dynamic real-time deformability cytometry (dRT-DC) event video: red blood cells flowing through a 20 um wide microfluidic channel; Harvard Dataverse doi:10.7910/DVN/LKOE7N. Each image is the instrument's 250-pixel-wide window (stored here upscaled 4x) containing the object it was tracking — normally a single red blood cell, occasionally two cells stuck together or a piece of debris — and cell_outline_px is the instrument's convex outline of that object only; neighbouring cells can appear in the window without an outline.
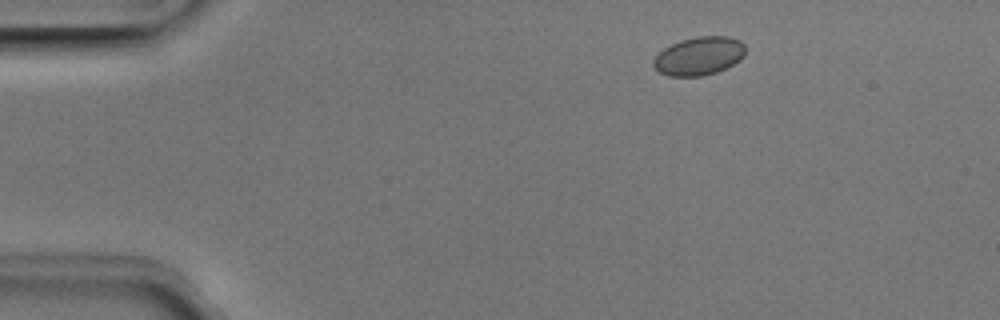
{"species": "Egyptian fruit bat (a non-hibernating species)", "species_latin": "Rousettus aegyptiacus", "temperature_condition": "room temperature", "stored_images_in_passage": 5, "camera_frame_rate_fps": 3000, "um_per_image_px": 0.085, "animal": {"sex": "male"}, "frame": {"image": 1, "passage_image": 5, "time_ms": 1.333, "image_size_px": [1000, 320], "cell_outline_px": [[744, 56], [740, 60], [716, 72], [700, 76], [668, 76], [660, 72], [652, 64], [652, 60], [664, 48], [680, 40], [696, 36], [728, 36], [740, 40], [744, 44]], "centroid_in_image_um": [59.41, 4.75], "position_along_channel_um": 25.6, "area_um2": 20.46}}